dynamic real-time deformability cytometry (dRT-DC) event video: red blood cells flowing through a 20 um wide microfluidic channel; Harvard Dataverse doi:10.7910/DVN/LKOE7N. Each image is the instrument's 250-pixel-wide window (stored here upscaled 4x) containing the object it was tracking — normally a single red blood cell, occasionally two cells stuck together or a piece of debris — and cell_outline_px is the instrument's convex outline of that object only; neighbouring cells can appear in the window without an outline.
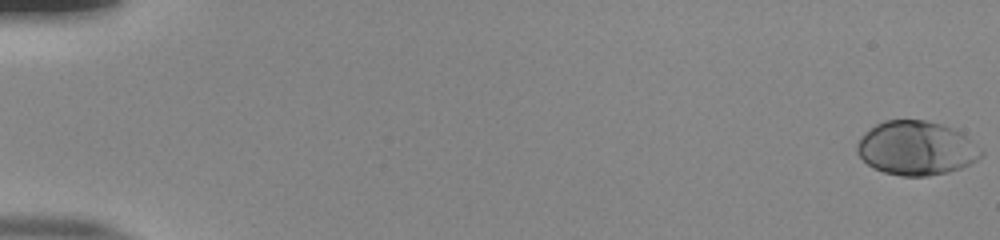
{"species": "human", "species_latin": "Homo sapiens", "temperature_condition": "room temperature", "stored_images_in_passage": 54, "camera_frame_rate_fps": 3000, "um_per_image_px": 0.085, "donor": {"sex": "male"}, "frame": {"image": 1, "passage_image": 1, "time_ms": 0.0, "image_size_px": [1000, 240], "cell_outline_px": [[984, 152], [976, 160], [960, 168], [948, 172], [928, 176], [900, 176], [884, 172], [868, 164], [856, 152], [856, 144], [864, 132], [876, 124], [884, 120], [928, 120], [944, 124], [968, 136]], "centroid_in_image_um": [77.88, 12.58], "position_along_channel_um": 7.1, "area_um2": 39.13}}
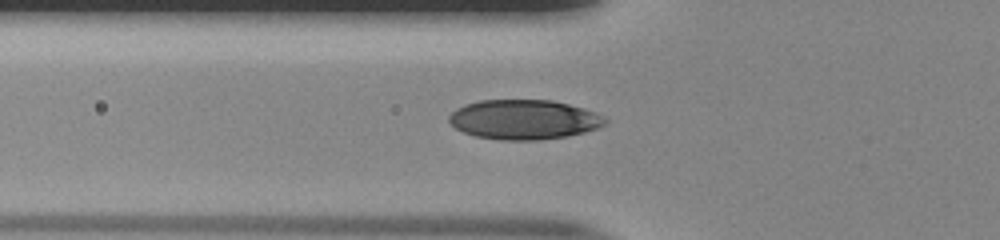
{"frame": {"image": 2, "passage_image": 21, "time_ms": 6.667, "image_size_px": [1000, 240], "cell_outline_px": [[608, 124], [584, 132], [568, 136], [536, 140], [500, 140], [476, 136], [464, 132], [456, 128], [448, 120], [448, 116], [456, 108], [464, 104], [480, 100], [552, 100], [584, 108], [596, 112], [604, 116], [608, 120]], "centroid_in_image_um": [44.55, 10.16], "position_along_channel_um": 81.2, "area_um2": 36.24}}
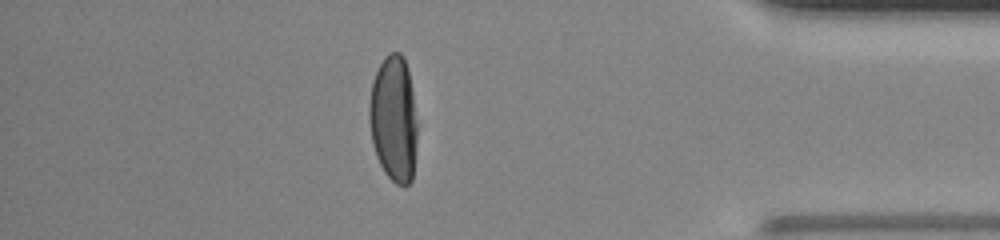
{"frame": {"image": 3, "passage_image": 48, "time_ms": 15.667, "image_size_px": [1000, 240], "cell_outline_px": [[416, 140], [412, 180], [408, 184], [396, 184], [384, 172], [376, 156], [372, 144], [368, 120], [368, 104], [372, 80], [384, 56], [388, 52], [400, 52], [404, 56], [408, 68], [412, 92], [416, 120]], "centroid_in_image_um": [33.43, 10.06], "position_along_channel_um": 401.8, "area_um2": 35.55}, "authors_computed_cell_mechanics": {"area_um2": 37.4255, "velocity_mm_per_s": 3.8828, "shape_relaxation_time_tau1_ms": 3.6721, "shape_relaxation_time_tau2_ms": null, "deformation_change_tau1": 0.2059, "deformation_change_tau2": null}}